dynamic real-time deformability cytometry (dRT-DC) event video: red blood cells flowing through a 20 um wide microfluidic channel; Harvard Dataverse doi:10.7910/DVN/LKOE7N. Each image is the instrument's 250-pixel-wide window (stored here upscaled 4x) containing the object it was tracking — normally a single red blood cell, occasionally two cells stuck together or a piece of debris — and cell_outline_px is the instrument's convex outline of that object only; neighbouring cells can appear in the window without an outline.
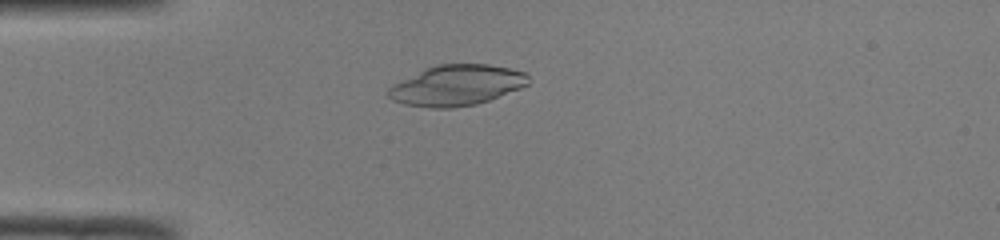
{"species": "common noctule bat (a hibernating species)", "species_latin": "Nyctalus noctula", "temperature_condition": "room temperature", "stored_images_in_passage": 37, "camera_frame_rate_fps": 3000, "um_per_image_px": 0.085, "animal": {"sex": "male", "body_mass_g": 19.0, "forearm_length_mm": 50.8}, "frame": {"image": 1, "passage_image": 1, "time_ms": 0.0, "image_size_px": [1000, 240], "cell_outline_px": [[528, 84], [520, 88], [488, 100], [476, 104], [452, 108], [428, 108], [404, 104], [392, 100], [388, 96], [388, 88], [428, 68], [440, 64], [488, 64], [508, 68], [524, 72], [528, 76]], "centroid_in_image_um": [38.83, 7.27], "position_along_channel_um": 46.2, "area_um2": 32.48}}
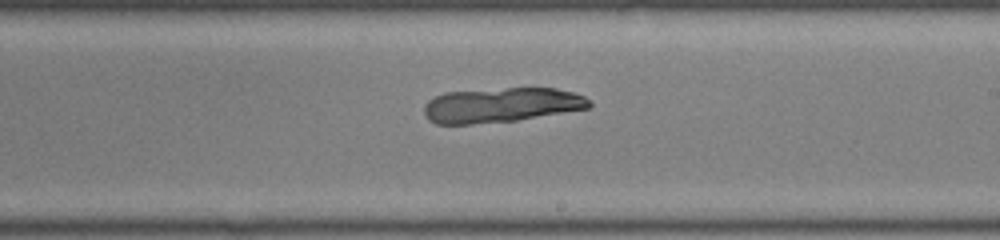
{"frame": {"image": 2, "passage_image": 17, "time_ms": 5.333, "image_size_px": [1000, 240], "cell_outline_px": [[592, 104], [588, 108], [516, 120], [472, 124], [436, 124], [428, 120], [424, 112], [424, 104], [428, 100], [444, 92], [508, 88], [556, 88], [572, 92], [584, 96]], "centroid_in_image_um": [42.56, 8.93], "position_along_channel_um": 246.4, "area_um2": 33.29}}
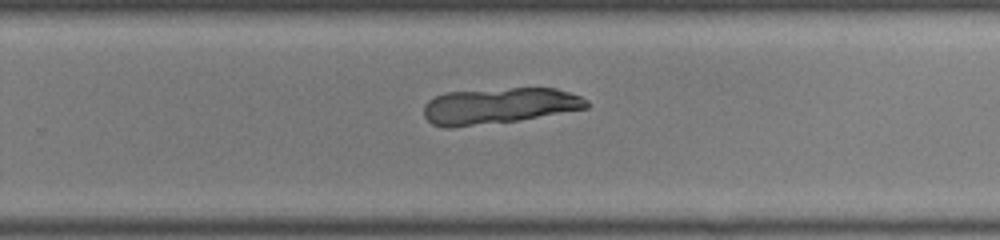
{"frame": {"image": 3, "passage_image": 20, "time_ms": 6.333, "image_size_px": [1000, 240], "cell_outline_px": [[588, 108], [516, 120], [452, 128], [444, 128], [432, 124], [424, 116], [424, 104], [428, 100], [444, 92], [512, 88], [556, 88], [580, 96], [588, 100]], "centroid_in_image_um": [42.37, 8.99], "position_along_channel_um": 287.4, "area_um2": 34.04}}